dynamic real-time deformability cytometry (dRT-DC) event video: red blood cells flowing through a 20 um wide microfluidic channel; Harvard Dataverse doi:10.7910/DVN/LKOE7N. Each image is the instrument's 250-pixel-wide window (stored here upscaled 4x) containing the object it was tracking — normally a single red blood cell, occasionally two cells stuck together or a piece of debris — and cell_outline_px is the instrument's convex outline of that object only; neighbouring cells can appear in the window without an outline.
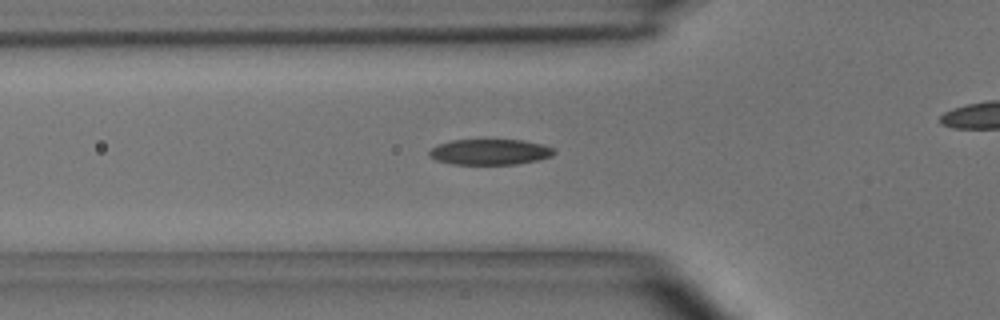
{"species": "common noctule bat (a hibernating species)", "species_latin": "Nyctalus noctula", "temperature_condition": "room temperature", "stored_images_in_passage": 5, "camera_frame_rate_fps": 3000, "um_per_image_px": 0.085, "animal": {"sex": "male", "body_mass_g": 15.6}, "frame": {"image": 1, "passage_image": 3, "time_ms": 0.667, "image_size_px": [1000, 320], "cell_outline_px": [[556, 152], [552, 156], [536, 160], [516, 164], [452, 164], [436, 160], [428, 156], [428, 152], [436, 144], [452, 140], [484, 136], [524, 140], [540, 144], [552, 148]], "centroid_in_image_um": [41.58, 12.85], "position_along_channel_um": 84.2, "area_um2": 19.65}}